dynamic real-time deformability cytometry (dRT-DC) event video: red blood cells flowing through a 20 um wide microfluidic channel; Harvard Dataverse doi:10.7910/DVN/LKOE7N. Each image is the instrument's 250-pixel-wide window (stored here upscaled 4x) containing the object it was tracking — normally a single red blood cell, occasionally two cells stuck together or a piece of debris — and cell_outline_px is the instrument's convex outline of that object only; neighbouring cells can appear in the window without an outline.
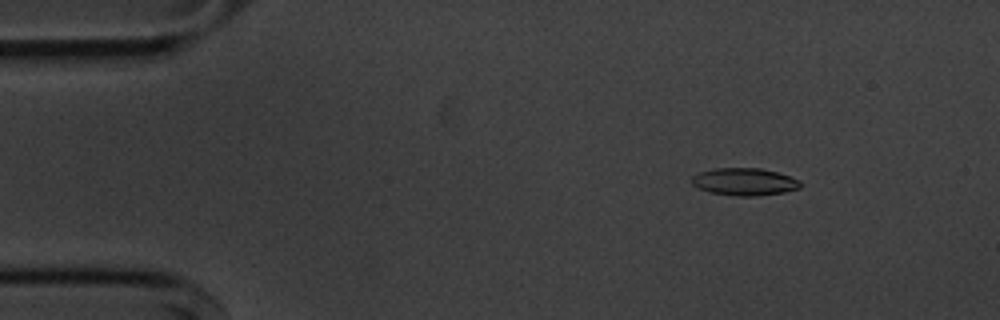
{"species": "common noctule bat (a hibernating species)", "species_latin": "Nyctalus noctula", "temperature_condition": "cold", "stored_images_in_passage": 55, "camera_frame_rate_fps": 3000, "um_per_image_px": 0.085, "animal": {"sex": "male", "body_mass_g": 20.1, "forearm_length_mm": 53.5}, "frame": {"image": 1, "passage_image": 7, "time_ms": 2.0, "image_size_px": [1000, 320], "cell_outline_px": [[804, 184], [800, 188], [784, 192], [756, 196], [736, 196], [708, 192], [692, 184], [692, 176], [700, 172], [716, 168], [760, 168], [776, 172], [800, 180]], "centroid_in_image_um": [63.3, 15.45], "position_along_channel_um": 21.7, "area_um2": 17.34}}
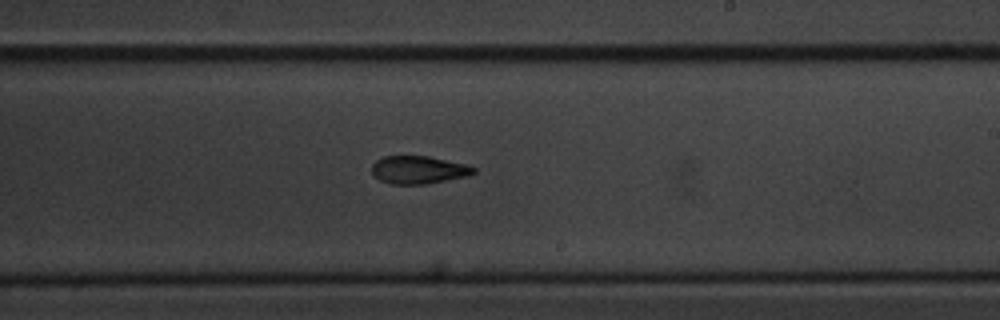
{"frame": {"image": 2, "passage_image": 32, "time_ms": 10.333, "image_size_px": [1000, 320], "cell_outline_px": [[476, 172], [468, 176], [428, 184], [388, 184], [372, 176], [372, 164], [376, 160], [384, 156], [428, 156], [468, 164], [476, 168]], "centroid_in_image_um": [35.58, 14.44], "position_along_channel_um": 253.4, "area_um2": 16.82}}
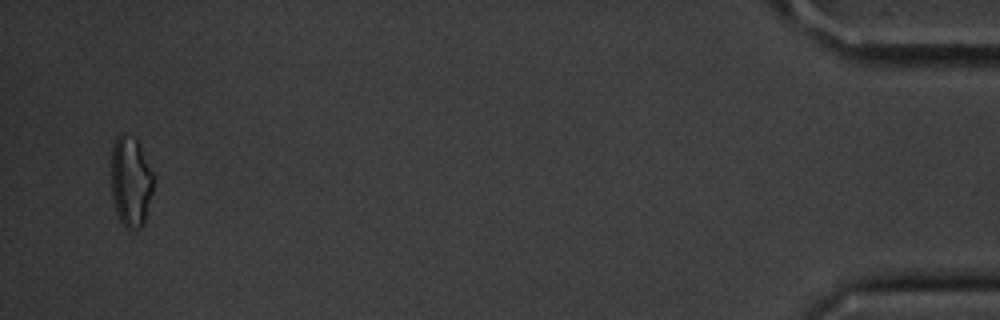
{"frame": {"image": 3, "passage_image": 53, "time_ms": 17.333, "image_size_px": [1000, 320], "cell_outline_px": [[156, 180], [144, 224], [140, 228], [124, 228], [116, 212], [112, 200], [108, 172], [112, 144], [116, 136], [120, 132], [124, 132], [136, 140], [140, 144]], "centroid_in_image_um": [11.07, 15.39], "position_along_channel_um": 424.1, "area_um2": 23.52}, "authors_computed_cell_mechanics": {"area_um2": 17.34, "velocity_mm_per_s": 3.643, "shape_relaxation_time_tau1_ms": 7.9862, "shape_relaxation_time_tau2_ms": 4.3665, "deformation_change_tau1": 0.2151, "deformation_change_tau2": 0.123}}